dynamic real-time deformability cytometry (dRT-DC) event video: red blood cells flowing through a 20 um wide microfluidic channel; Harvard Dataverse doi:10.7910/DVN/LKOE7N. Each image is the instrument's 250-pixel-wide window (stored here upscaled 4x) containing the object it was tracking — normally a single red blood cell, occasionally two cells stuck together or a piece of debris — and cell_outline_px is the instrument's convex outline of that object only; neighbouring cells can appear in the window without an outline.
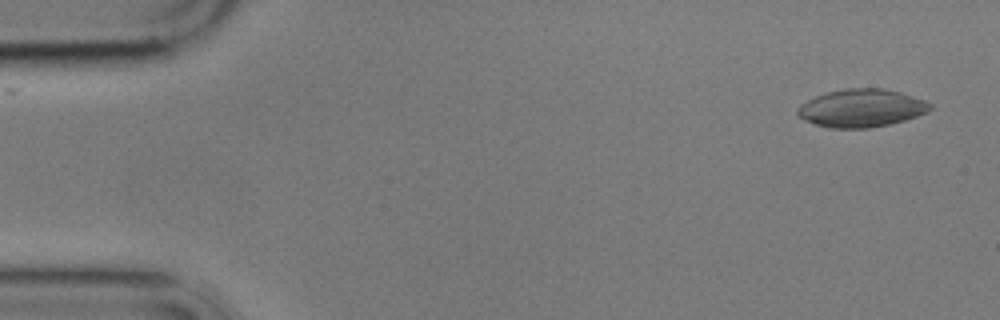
{"species": "common noctule bat (a hibernating species)", "species_latin": "Nyctalus noctula", "temperature_condition": "cold", "stored_images_in_passage": 2, "camera_frame_rate_fps": 3000, "um_per_image_px": 0.085, "animal": {"sex": "male", "body_mass_g": 17.9}, "frame": {"image": 1, "passage_image": 2, "time_ms": 1.333, "image_size_px": [1000, 320], "cell_outline_px": [[932, 108], [928, 112], [904, 120], [888, 124], [868, 128], [828, 128], [812, 124], [796, 116], [796, 112], [800, 104], [816, 96], [828, 92], [844, 88], [884, 88], [900, 92], [924, 100], [932, 104]], "centroid_in_image_um": [73.19, 9.19], "position_along_channel_um": 11.8, "area_um2": 29.42}}